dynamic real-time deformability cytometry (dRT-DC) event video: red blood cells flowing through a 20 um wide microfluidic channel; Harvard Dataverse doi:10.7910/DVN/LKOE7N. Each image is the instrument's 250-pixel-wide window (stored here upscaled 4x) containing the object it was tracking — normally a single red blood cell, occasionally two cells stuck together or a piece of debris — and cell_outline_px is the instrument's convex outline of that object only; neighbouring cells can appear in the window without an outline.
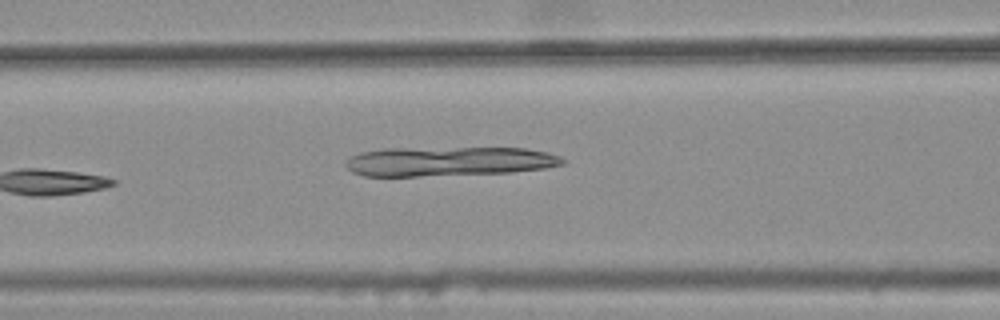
{"species": "common noctule bat (a hibernating species)", "species_latin": "Nyctalus noctula", "temperature_condition": "warm", "stored_images_in_passage": 5, "camera_frame_rate_fps": 3000, "um_per_image_px": 0.085, "animal": {"sex": "female", "body_mass_g": 25.1}, "frame": {"image": 1, "passage_image": 5, "time_ms": 1.333, "image_size_px": [1000, 320], "cell_outline_px": [[568, 160], [564, 164], [544, 168], [508, 172], [416, 176], [364, 176], [352, 172], [344, 164], [352, 156], [360, 152], [384, 148], [524, 148], [548, 152], [560, 156]], "centroid_in_image_um": [38.16, 13.71], "position_along_channel_um": 128.4, "area_um2": 37.11}}